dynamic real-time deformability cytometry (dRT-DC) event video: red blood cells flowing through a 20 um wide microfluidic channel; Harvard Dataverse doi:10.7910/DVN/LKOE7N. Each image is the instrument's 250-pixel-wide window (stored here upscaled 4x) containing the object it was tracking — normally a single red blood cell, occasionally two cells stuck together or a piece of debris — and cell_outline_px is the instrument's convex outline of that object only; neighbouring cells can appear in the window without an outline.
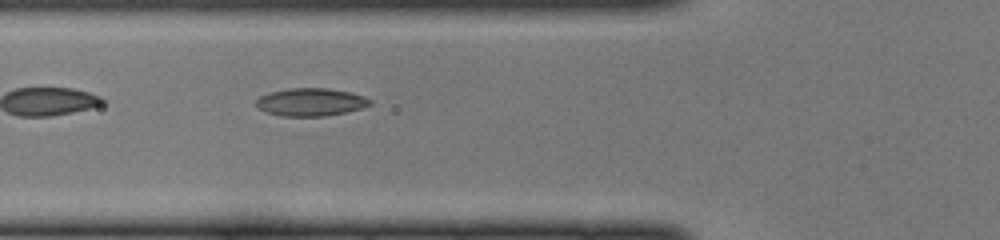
{"species": "common noctule bat (a hibernating species)", "species_latin": "Nyctalus noctula", "temperature_condition": "cold", "stored_images_in_passage": 30, "camera_frame_rate_fps": 3000, "um_per_image_px": 0.085, "animal": {"sex": "female", "body_mass_g": 22.0, "forearm_length_mm": 56.7}, "frame": {"image": 1, "passage_image": 3, "time_ms": 0.667, "image_size_px": [1000, 240], "cell_outline_px": [[372, 104], [364, 108], [324, 116], [280, 116], [268, 112], [260, 108], [256, 104], [256, 100], [260, 96], [268, 92], [288, 88], [328, 88], [352, 92], [364, 96], [372, 100]], "centroid_in_image_um": [26.45, 8.66], "position_along_channel_um": 99.4, "area_um2": 18.55}}
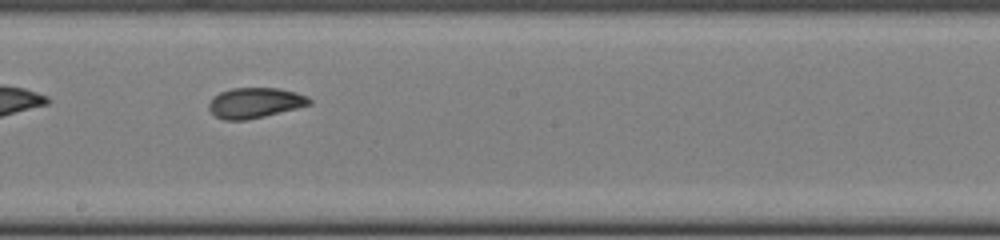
{"frame": {"image": 2, "passage_image": 12, "time_ms": 3.667, "image_size_px": [1000, 240], "cell_outline_px": [[312, 104], [264, 116], [244, 120], [224, 120], [216, 116], [208, 108], [208, 104], [212, 96], [220, 92], [232, 88], [280, 88], [296, 92], [308, 96], [312, 100]], "centroid_in_image_um": [21.67, 8.73], "position_along_channel_um": 226.5, "area_um2": 17.8}}
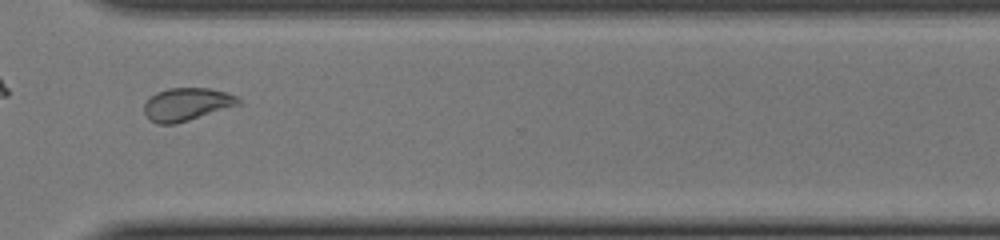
{"frame": {"image": 3, "passage_image": 21, "time_ms": 6.667, "image_size_px": [1000, 240], "cell_outline_px": [[240, 104], [176, 124], [156, 124], [144, 112], [144, 104], [156, 92], [168, 88], [208, 88], [224, 92], [236, 96], [240, 100]], "centroid_in_image_um": [15.86, 8.86], "position_along_channel_um": 354.7, "area_um2": 17.74}}